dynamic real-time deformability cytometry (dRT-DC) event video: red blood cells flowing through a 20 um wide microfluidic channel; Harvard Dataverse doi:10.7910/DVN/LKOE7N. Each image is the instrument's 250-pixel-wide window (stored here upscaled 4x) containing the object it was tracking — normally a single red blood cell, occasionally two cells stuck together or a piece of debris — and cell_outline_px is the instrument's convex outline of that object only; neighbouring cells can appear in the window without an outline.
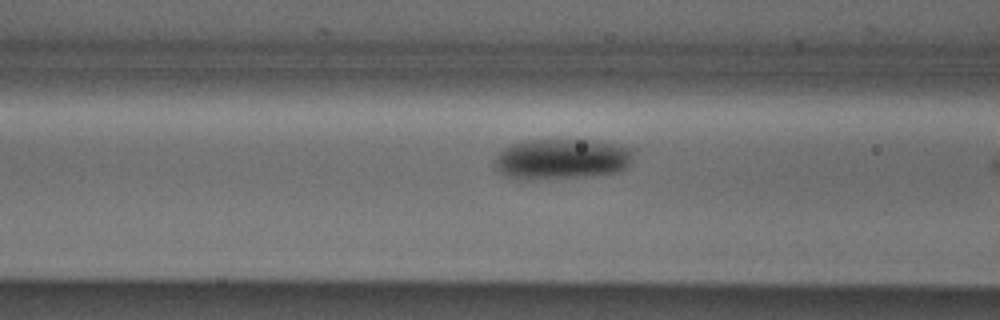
{"species": "Egyptian fruit bat (a non-hibernating species)", "species_latin": "Rousettus aegyptiacus", "temperature_condition": "cold", "stored_images_in_passage": 19, "camera_frame_rate_fps": 3000, "um_per_image_px": 0.085, "animal": {"sex": "male"}, "frame": {"image": 1, "passage_image": 18, "time_ms": 5.667, "image_size_px": [1000, 320], "cell_outline_px": [[632, 160], [620, 172], [584, 176], [524, 180], [512, 180], [496, 172], [492, 160], [504, 148], [512, 144], [532, 140], [592, 140], [632, 148]], "centroid_in_image_um": [47.65, 13.54], "position_along_channel_um": 118.9, "area_um2": 32.95}}